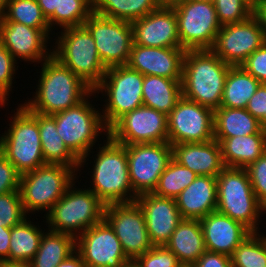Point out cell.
Wrapping results in <instances>:
<instances>
[{
    "label": "cell",
    "mask_w": 266,
    "mask_h": 267,
    "mask_svg": "<svg viewBox=\"0 0 266 267\" xmlns=\"http://www.w3.org/2000/svg\"><path fill=\"white\" fill-rule=\"evenodd\" d=\"M78 171L66 165L45 164L20 175L19 192L26 214L39 210L48 213L75 182Z\"/></svg>",
    "instance_id": "cell-8"
},
{
    "label": "cell",
    "mask_w": 266,
    "mask_h": 267,
    "mask_svg": "<svg viewBox=\"0 0 266 267\" xmlns=\"http://www.w3.org/2000/svg\"><path fill=\"white\" fill-rule=\"evenodd\" d=\"M183 219H201L217 209V180L198 175L176 198Z\"/></svg>",
    "instance_id": "cell-25"
},
{
    "label": "cell",
    "mask_w": 266,
    "mask_h": 267,
    "mask_svg": "<svg viewBox=\"0 0 266 267\" xmlns=\"http://www.w3.org/2000/svg\"><path fill=\"white\" fill-rule=\"evenodd\" d=\"M182 79L161 76H144L142 85L143 106L169 114L182 97Z\"/></svg>",
    "instance_id": "cell-29"
},
{
    "label": "cell",
    "mask_w": 266,
    "mask_h": 267,
    "mask_svg": "<svg viewBox=\"0 0 266 267\" xmlns=\"http://www.w3.org/2000/svg\"><path fill=\"white\" fill-rule=\"evenodd\" d=\"M8 0H0V8L7 2Z\"/></svg>",
    "instance_id": "cell-57"
},
{
    "label": "cell",
    "mask_w": 266,
    "mask_h": 267,
    "mask_svg": "<svg viewBox=\"0 0 266 267\" xmlns=\"http://www.w3.org/2000/svg\"><path fill=\"white\" fill-rule=\"evenodd\" d=\"M249 179L261 207L266 211V152L247 168Z\"/></svg>",
    "instance_id": "cell-43"
},
{
    "label": "cell",
    "mask_w": 266,
    "mask_h": 267,
    "mask_svg": "<svg viewBox=\"0 0 266 267\" xmlns=\"http://www.w3.org/2000/svg\"><path fill=\"white\" fill-rule=\"evenodd\" d=\"M266 134L246 108L219 107L214 110V138Z\"/></svg>",
    "instance_id": "cell-30"
},
{
    "label": "cell",
    "mask_w": 266,
    "mask_h": 267,
    "mask_svg": "<svg viewBox=\"0 0 266 267\" xmlns=\"http://www.w3.org/2000/svg\"><path fill=\"white\" fill-rule=\"evenodd\" d=\"M240 66L261 84H266V42L255 50Z\"/></svg>",
    "instance_id": "cell-44"
},
{
    "label": "cell",
    "mask_w": 266,
    "mask_h": 267,
    "mask_svg": "<svg viewBox=\"0 0 266 267\" xmlns=\"http://www.w3.org/2000/svg\"><path fill=\"white\" fill-rule=\"evenodd\" d=\"M57 267H86L85 262L82 260L80 254L75 250Z\"/></svg>",
    "instance_id": "cell-50"
},
{
    "label": "cell",
    "mask_w": 266,
    "mask_h": 267,
    "mask_svg": "<svg viewBox=\"0 0 266 267\" xmlns=\"http://www.w3.org/2000/svg\"><path fill=\"white\" fill-rule=\"evenodd\" d=\"M50 31L14 21H0V42L16 61L21 58L25 62L41 63L52 55V50L47 48Z\"/></svg>",
    "instance_id": "cell-19"
},
{
    "label": "cell",
    "mask_w": 266,
    "mask_h": 267,
    "mask_svg": "<svg viewBox=\"0 0 266 267\" xmlns=\"http://www.w3.org/2000/svg\"><path fill=\"white\" fill-rule=\"evenodd\" d=\"M261 129L266 131V115L259 121Z\"/></svg>",
    "instance_id": "cell-54"
},
{
    "label": "cell",
    "mask_w": 266,
    "mask_h": 267,
    "mask_svg": "<svg viewBox=\"0 0 266 267\" xmlns=\"http://www.w3.org/2000/svg\"><path fill=\"white\" fill-rule=\"evenodd\" d=\"M253 15L259 21L266 34V0H261L254 8Z\"/></svg>",
    "instance_id": "cell-51"
},
{
    "label": "cell",
    "mask_w": 266,
    "mask_h": 267,
    "mask_svg": "<svg viewBox=\"0 0 266 267\" xmlns=\"http://www.w3.org/2000/svg\"><path fill=\"white\" fill-rule=\"evenodd\" d=\"M16 109L9 129L0 136V152L22 175L46 163L37 120L21 104Z\"/></svg>",
    "instance_id": "cell-9"
},
{
    "label": "cell",
    "mask_w": 266,
    "mask_h": 267,
    "mask_svg": "<svg viewBox=\"0 0 266 267\" xmlns=\"http://www.w3.org/2000/svg\"><path fill=\"white\" fill-rule=\"evenodd\" d=\"M104 220L115 232L130 262L154 246L148 235L144 213L136 201L105 205Z\"/></svg>",
    "instance_id": "cell-13"
},
{
    "label": "cell",
    "mask_w": 266,
    "mask_h": 267,
    "mask_svg": "<svg viewBox=\"0 0 266 267\" xmlns=\"http://www.w3.org/2000/svg\"><path fill=\"white\" fill-rule=\"evenodd\" d=\"M41 66L36 95L23 103L30 111L54 115L78 105L93 91L53 55Z\"/></svg>",
    "instance_id": "cell-1"
},
{
    "label": "cell",
    "mask_w": 266,
    "mask_h": 267,
    "mask_svg": "<svg viewBox=\"0 0 266 267\" xmlns=\"http://www.w3.org/2000/svg\"><path fill=\"white\" fill-rule=\"evenodd\" d=\"M92 13L93 0H59L58 10L48 19L49 27L53 31L56 27L83 26Z\"/></svg>",
    "instance_id": "cell-37"
},
{
    "label": "cell",
    "mask_w": 266,
    "mask_h": 267,
    "mask_svg": "<svg viewBox=\"0 0 266 267\" xmlns=\"http://www.w3.org/2000/svg\"><path fill=\"white\" fill-rule=\"evenodd\" d=\"M178 22L181 48L185 50H210L221 29L214 4L185 0L172 6Z\"/></svg>",
    "instance_id": "cell-11"
},
{
    "label": "cell",
    "mask_w": 266,
    "mask_h": 267,
    "mask_svg": "<svg viewBox=\"0 0 266 267\" xmlns=\"http://www.w3.org/2000/svg\"><path fill=\"white\" fill-rule=\"evenodd\" d=\"M133 43L144 47H181L178 22L173 7L159 6L143 18L131 22Z\"/></svg>",
    "instance_id": "cell-20"
},
{
    "label": "cell",
    "mask_w": 266,
    "mask_h": 267,
    "mask_svg": "<svg viewBox=\"0 0 266 267\" xmlns=\"http://www.w3.org/2000/svg\"><path fill=\"white\" fill-rule=\"evenodd\" d=\"M246 110L260 121L266 115V84H260L248 101Z\"/></svg>",
    "instance_id": "cell-46"
},
{
    "label": "cell",
    "mask_w": 266,
    "mask_h": 267,
    "mask_svg": "<svg viewBox=\"0 0 266 267\" xmlns=\"http://www.w3.org/2000/svg\"><path fill=\"white\" fill-rule=\"evenodd\" d=\"M168 142H208L214 139V110L181 97L167 115Z\"/></svg>",
    "instance_id": "cell-16"
},
{
    "label": "cell",
    "mask_w": 266,
    "mask_h": 267,
    "mask_svg": "<svg viewBox=\"0 0 266 267\" xmlns=\"http://www.w3.org/2000/svg\"><path fill=\"white\" fill-rule=\"evenodd\" d=\"M0 267H30L29 263L0 262Z\"/></svg>",
    "instance_id": "cell-52"
},
{
    "label": "cell",
    "mask_w": 266,
    "mask_h": 267,
    "mask_svg": "<svg viewBox=\"0 0 266 267\" xmlns=\"http://www.w3.org/2000/svg\"><path fill=\"white\" fill-rule=\"evenodd\" d=\"M192 267H232V265L229 256L206 250Z\"/></svg>",
    "instance_id": "cell-47"
},
{
    "label": "cell",
    "mask_w": 266,
    "mask_h": 267,
    "mask_svg": "<svg viewBox=\"0 0 266 267\" xmlns=\"http://www.w3.org/2000/svg\"><path fill=\"white\" fill-rule=\"evenodd\" d=\"M252 8H254L261 0H245Z\"/></svg>",
    "instance_id": "cell-55"
},
{
    "label": "cell",
    "mask_w": 266,
    "mask_h": 267,
    "mask_svg": "<svg viewBox=\"0 0 266 267\" xmlns=\"http://www.w3.org/2000/svg\"><path fill=\"white\" fill-rule=\"evenodd\" d=\"M260 84L241 66H231L226 77L220 107L246 108Z\"/></svg>",
    "instance_id": "cell-32"
},
{
    "label": "cell",
    "mask_w": 266,
    "mask_h": 267,
    "mask_svg": "<svg viewBox=\"0 0 266 267\" xmlns=\"http://www.w3.org/2000/svg\"><path fill=\"white\" fill-rule=\"evenodd\" d=\"M11 228L0 226V262H8Z\"/></svg>",
    "instance_id": "cell-48"
},
{
    "label": "cell",
    "mask_w": 266,
    "mask_h": 267,
    "mask_svg": "<svg viewBox=\"0 0 266 267\" xmlns=\"http://www.w3.org/2000/svg\"><path fill=\"white\" fill-rule=\"evenodd\" d=\"M92 91L78 105L62 112L51 115L56 122V129L68 149L80 160L79 169L87 162L98 136L108 137L109 129L106 127L102 114L90 103ZM100 134V135H99Z\"/></svg>",
    "instance_id": "cell-4"
},
{
    "label": "cell",
    "mask_w": 266,
    "mask_h": 267,
    "mask_svg": "<svg viewBox=\"0 0 266 267\" xmlns=\"http://www.w3.org/2000/svg\"><path fill=\"white\" fill-rule=\"evenodd\" d=\"M219 23H239L253 15V8L245 0H214Z\"/></svg>",
    "instance_id": "cell-39"
},
{
    "label": "cell",
    "mask_w": 266,
    "mask_h": 267,
    "mask_svg": "<svg viewBox=\"0 0 266 267\" xmlns=\"http://www.w3.org/2000/svg\"><path fill=\"white\" fill-rule=\"evenodd\" d=\"M165 246L183 266H192L206 251L199 219H182Z\"/></svg>",
    "instance_id": "cell-27"
},
{
    "label": "cell",
    "mask_w": 266,
    "mask_h": 267,
    "mask_svg": "<svg viewBox=\"0 0 266 267\" xmlns=\"http://www.w3.org/2000/svg\"><path fill=\"white\" fill-rule=\"evenodd\" d=\"M16 60L0 42V107H5L16 74Z\"/></svg>",
    "instance_id": "cell-42"
},
{
    "label": "cell",
    "mask_w": 266,
    "mask_h": 267,
    "mask_svg": "<svg viewBox=\"0 0 266 267\" xmlns=\"http://www.w3.org/2000/svg\"><path fill=\"white\" fill-rule=\"evenodd\" d=\"M135 201L144 213L151 243L154 246L165 245L183 219L175 199L145 193L137 196Z\"/></svg>",
    "instance_id": "cell-21"
},
{
    "label": "cell",
    "mask_w": 266,
    "mask_h": 267,
    "mask_svg": "<svg viewBox=\"0 0 266 267\" xmlns=\"http://www.w3.org/2000/svg\"><path fill=\"white\" fill-rule=\"evenodd\" d=\"M230 67L211 50H186L182 96L212 110L218 109Z\"/></svg>",
    "instance_id": "cell-2"
},
{
    "label": "cell",
    "mask_w": 266,
    "mask_h": 267,
    "mask_svg": "<svg viewBox=\"0 0 266 267\" xmlns=\"http://www.w3.org/2000/svg\"><path fill=\"white\" fill-rule=\"evenodd\" d=\"M196 1H203V2H211V3H213L214 0H196Z\"/></svg>",
    "instance_id": "cell-58"
},
{
    "label": "cell",
    "mask_w": 266,
    "mask_h": 267,
    "mask_svg": "<svg viewBox=\"0 0 266 267\" xmlns=\"http://www.w3.org/2000/svg\"><path fill=\"white\" fill-rule=\"evenodd\" d=\"M182 1L185 0H158L160 6H169V7H172Z\"/></svg>",
    "instance_id": "cell-53"
},
{
    "label": "cell",
    "mask_w": 266,
    "mask_h": 267,
    "mask_svg": "<svg viewBox=\"0 0 266 267\" xmlns=\"http://www.w3.org/2000/svg\"><path fill=\"white\" fill-rule=\"evenodd\" d=\"M20 174L15 166L0 152V195L19 191Z\"/></svg>",
    "instance_id": "cell-45"
},
{
    "label": "cell",
    "mask_w": 266,
    "mask_h": 267,
    "mask_svg": "<svg viewBox=\"0 0 266 267\" xmlns=\"http://www.w3.org/2000/svg\"><path fill=\"white\" fill-rule=\"evenodd\" d=\"M95 41L97 53L104 67L127 65L133 45L130 22L92 13L83 23Z\"/></svg>",
    "instance_id": "cell-12"
},
{
    "label": "cell",
    "mask_w": 266,
    "mask_h": 267,
    "mask_svg": "<svg viewBox=\"0 0 266 267\" xmlns=\"http://www.w3.org/2000/svg\"><path fill=\"white\" fill-rule=\"evenodd\" d=\"M99 145L94 157L92 183L93 193L105 204L127 203L136 200L129 178L128 158L125 145L113 141L109 136ZM92 187V188H91Z\"/></svg>",
    "instance_id": "cell-3"
},
{
    "label": "cell",
    "mask_w": 266,
    "mask_h": 267,
    "mask_svg": "<svg viewBox=\"0 0 266 267\" xmlns=\"http://www.w3.org/2000/svg\"><path fill=\"white\" fill-rule=\"evenodd\" d=\"M137 267H182L177 256L165 245L153 246L133 262Z\"/></svg>",
    "instance_id": "cell-41"
},
{
    "label": "cell",
    "mask_w": 266,
    "mask_h": 267,
    "mask_svg": "<svg viewBox=\"0 0 266 267\" xmlns=\"http://www.w3.org/2000/svg\"><path fill=\"white\" fill-rule=\"evenodd\" d=\"M265 42V31L252 15L245 21L221 26L210 50L223 62L240 66Z\"/></svg>",
    "instance_id": "cell-17"
},
{
    "label": "cell",
    "mask_w": 266,
    "mask_h": 267,
    "mask_svg": "<svg viewBox=\"0 0 266 267\" xmlns=\"http://www.w3.org/2000/svg\"><path fill=\"white\" fill-rule=\"evenodd\" d=\"M265 236L259 232L248 235L231 254L232 267H266Z\"/></svg>",
    "instance_id": "cell-38"
},
{
    "label": "cell",
    "mask_w": 266,
    "mask_h": 267,
    "mask_svg": "<svg viewBox=\"0 0 266 267\" xmlns=\"http://www.w3.org/2000/svg\"><path fill=\"white\" fill-rule=\"evenodd\" d=\"M197 176L189 168L171 158L165 171L159 177L158 185L153 193L160 197L175 199Z\"/></svg>",
    "instance_id": "cell-36"
},
{
    "label": "cell",
    "mask_w": 266,
    "mask_h": 267,
    "mask_svg": "<svg viewBox=\"0 0 266 267\" xmlns=\"http://www.w3.org/2000/svg\"><path fill=\"white\" fill-rule=\"evenodd\" d=\"M46 19L48 20L55 10H58L59 0H36Z\"/></svg>",
    "instance_id": "cell-49"
},
{
    "label": "cell",
    "mask_w": 266,
    "mask_h": 267,
    "mask_svg": "<svg viewBox=\"0 0 266 267\" xmlns=\"http://www.w3.org/2000/svg\"><path fill=\"white\" fill-rule=\"evenodd\" d=\"M0 21H14L31 28L50 29L36 0H8L0 8Z\"/></svg>",
    "instance_id": "cell-35"
},
{
    "label": "cell",
    "mask_w": 266,
    "mask_h": 267,
    "mask_svg": "<svg viewBox=\"0 0 266 267\" xmlns=\"http://www.w3.org/2000/svg\"><path fill=\"white\" fill-rule=\"evenodd\" d=\"M172 158L197 175H217L225 168L221 147L213 139L208 142L179 143L171 145Z\"/></svg>",
    "instance_id": "cell-24"
},
{
    "label": "cell",
    "mask_w": 266,
    "mask_h": 267,
    "mask_svg": "<svg viewBox=\"0 0 266 267\" xmlns=\"http://www.w3.org/2000/svg\"><path fill=\"white\" fill-rule=\"evenodd\" d=\"M21 105L37 120L45 163L61 164L72 169H79L80 160L68 149L58 134L55 119L51 115L33 112L24 104Z\"/></svg>",
    "instance_id": "cell-26"
},
{
    "label": "cell",
    "mask_w": 266,
    "mask_h": 267,
    "mask_svg": "<svg viewBox=\"0 0 266 267\" xmlns=\"http://www.w3.org/2000/svg\"><path fill=\"white\" fill-rule=\"evenodd\" d=\"M26 215L19 191L0 195V226L12 228L27 218Z\"/></svg>",
    "instance_id": "cell-40"
},
{
    "label": "cell",
    "mask_w": 266,
    "mask_h": 267,
    "mask_svg": "<svg viewBox=\"0 0 266 267\" xmlns=\"http://www.w3.org/2000/svg\"><path fill=\"white\" fill-rule=\"evenodd\" d=\"M29 219L11 228L8 262L29 263L37 253L44 231Z\"/></svg>",
    "instance_id": "cell-33"
},
{
    "label": "cell",
    "mask_w": 266,
    "mask_h": 267,
    "mask_svg": "<svg viewBox=\"0 0 266 267\" xmlns=\"http://www.w3.org/2000/svg\"><path fill=\"white\" fill-rule=\"evenodd\" d=\"M143 80L144 75L128 65L106 69L101 83L93 91L105 92L104 96H107L101 112L108 129L126 113L143 106Z\"/></svg>",
    "instance_id": "cell-10"
},
{
    "label": "cell",
    "mask_w": 266,
    "mask_h": 267,
    "mask_svg": "<svg viewBox=\"0 0 266 267\" xmlns=\"http://www.w3.org/2000/svg\"><path fill=\"white\" fill-rule=\"evenodd\" d=\"M108 136L122 145L168 142L167 114L140 106L119 118Z\"/></svg>",
    "instance_id": "cell-15"
},
{
    "label": "cell",
    "mask_w": 266,
    "mask_h": 267,
    "mask_svg": "<svg viewBox=\"0 0 266 267\" xmlns=\"http://www.w3.org/2000/svg\"><path fill=\"white\" fill-rule=\"evenodd\" d=\"M57 38L52 55L94 90L101 83L106 68L90 32L84 26L69 27L62 29Z\"/></svg>",
    "instance_id": "cell-7"
},
{
    "label": "cell",
    "mask_w": 266,
    "mask_h": 267,
    "mask_svg": "<svg viewBox=\"0 0 266 267\" xmlns=\"http://www.w3.org/2000/svg\"><path fill=\"white\" fill-rule=\"evenodd\" d=\"M75 183L76 181L44 218L49 230L77 238L104 219L105 204L88 187L75 188Z\"/></svg>",
    "instance_id": "cell-6"
},
{
    "label": "cell",
    "mask_w": 266,
    "mask_h": 267,
    "mask_svg": "<svg viewBox=\"0 0 266 267\" xmlns=\"http://www.w3.org/2000/svg\"><path fill=\"white\" fill-rule=\"evenodd\" d=\"M123 267H137V266L133 262H130L129 264H127Z\"/></svg>",
    "instance_id": "cell-56"
},
{
    "label": "cell",
    "mask_w": 266,
    "mask_h": 267,
    "mask_svg": "<svg viewBox=\"0 0 266 267\" xmlns=\"http://www.w3.org/2000/svg\"><path fill=\"white\" fill-rule=\"evenodd\" d=\"M76 250V238L70 234L47 230L42 235L35 256L29 261L30 267H57Z\"/></svg>",
    "instance_id": "cell-31"
},
{
    "label": "cell",
    "mask_w": 266,
    "mask_h": 267,
    "mask_svg": "<svg viewBox=\"0 0 266 267\" xmlns=\"http://www.w3.org/2000/svg\"><path fill=\"white\" fill-rule=\"evenodd\" d=\"M206 250L231 256L252 232L242 223L215 211L199 219Z\"/></svg>",
    "instance_id": "cell-23"
},
{
    "label": "cell",
    "mask_w": 266,
    "mask_h": 267,
    "mask_svg": "<svg viewBox=\"0 0 266 267\" xmlns=\"http://www.w3.org/2000/svg\"><path fill=\"white\" fill-rule=\"evenodd\" d=\"M214 139L221 147L225 167L247 168L266 152V134Z\"/></svg>",
    "instance_id": "cell-28"
},
{
    "label": "cell",
    "mask_w": 266,
    "mask_h": 267,
    "mask_svg": "<svg viewBox=\"0 0 266 267\" xmlns=\"http://www.w3.org/2000/svg\"><path fill=\"white\" fill-rule=\"evenodd\" d=\"M76 251L86 267H123L130 263L115 232L104 219L76 238Z\"/></svg>",
    "instance_id": "cell-18"
},
{
    "label": "cell",
    "mask_w": 266,
    "mask_h": 267,
    "mask_svg": "<svg viewBox=\"0 0 266 267\" xmlns=\"http://www.w3.org/2000/svg\"><path fill=\"white\" fill-rule=\"evenodd\" d=\"M186 50L181 47H144L133 43L127 65L144 76L182 79Z\"/></svg>",
    "instance_id": "cell-22"
},
{
    "label": "cell",
    "mask_w": 266,
    "mask_h": 267,
    "mask_svg": "<svg viewBox=\"0 0 266 267\" xmlns=\"http://www.w3.org/2000/svg\"><path fill=\"white\" fill-rule=\"evenodd\" d=\"M129 178L134 193L139 196L153 193L159 177L172 158L169 142L125 145Z\"/></svg>",
    "instance_id": "cell-14"
},
{
    "label": "cell",
    "mask_w": 266,
    "mask_h": 267,
    "mask_svg": "<svg viewBox=\"0 0 266 267\" xmlns=\"http://www.w3.org/2000/svg\"><path fill=\"white\" fill-rule=\"evenodd\" d=\"M216 180V211L242 223L251 232H259V218L263 213L266 214V211L254 194L247 170L225 167Z\"/></svg>",
    "instance_id": "cell-5"
},
{
    "label": "cell",
    "mask_w": 266,
    "mask_h": 267,
    "mask_svg": "<svg viewBox=\"0 0 266 267\" xmlns=\"http://www.w3.org/2000/svg\"><path fill=\"white\" fill-rule=\"evenodd\" d=\"M160 6L158 0H93V12L101 16L134 22Z\"/></svg>",
    "instance_id": "cell-34"
}]
</instances>
